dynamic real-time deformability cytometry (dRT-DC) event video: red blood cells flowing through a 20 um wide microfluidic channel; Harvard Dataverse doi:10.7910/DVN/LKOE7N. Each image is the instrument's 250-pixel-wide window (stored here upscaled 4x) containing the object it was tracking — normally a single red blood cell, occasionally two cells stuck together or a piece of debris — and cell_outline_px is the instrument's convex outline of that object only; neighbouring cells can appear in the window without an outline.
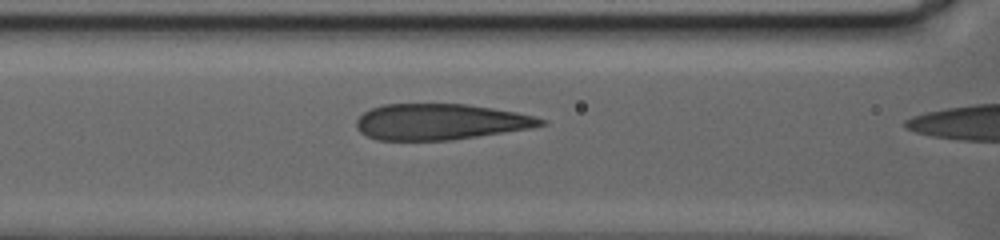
{"species": "human", "species_latin": "Homo sapiens", "temperature_condition": "warm", "stored_images_in_passage": 58, "camera_frame_rate_fps": 3000, "um_per_image_px": 0.085, "donor": {"sex": "female"}, "frame": {"image": 1, "passage_image": 10, "time_ms": 3.0, "image_size_px": [1000, 240], "cell_outline_px": [[548, 124], [532, 128], [452, 140], [376, 140], [360, 132], [356, 128], [356, 120], [364, 112], [372, 108], [384, 104], [468, 104], [516, 112], [548, 120]], "centroid_in_image_um": [37.44, 10.35], "position_along_channel_um": 129.2, "area_um2": 38.73}}
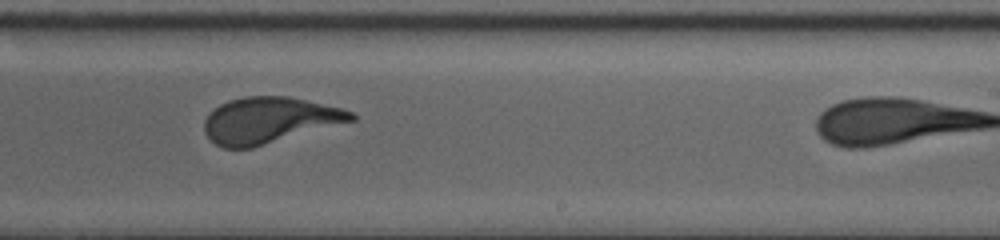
{"frame": {"image": 2, "passage_image": 33, "time_ms": 10.667, "image_size_px": [1000, 240], "cell_outline_px": [[356, 120], [252, 148], [224, 148], [216, 144], [204, 132], [204, 120], [220, 104], [228, 100], [244, 96], [288, 96], [340, 108], [352, 112], [356, 116]], "centroid_in_image_um": [22.88, 10.22], "position_along_channel_um": 266.1, "area_um2": 39.19}}
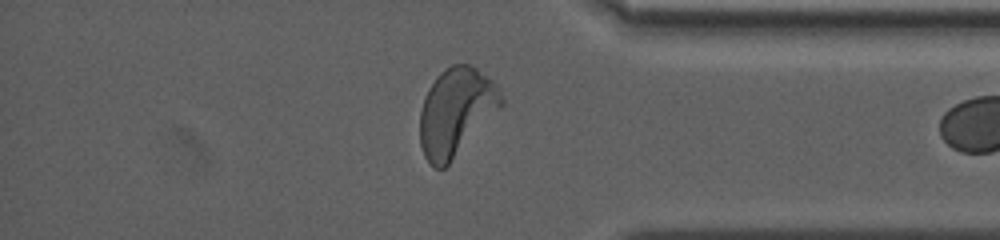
{"frame": {"image": 3, "passage_image": 56, "time_ms": 18.333, "image_size_px": [1000, 240], "cell_outline_px": [[504, 104], [448, 164], [444, 168], [436, 168], [424, 156], [420, 144], [420, 112], [428, 88], [436, 76], [440, 72], [452, 64], [472, 64], [492, 80], [496, 84], [504, 100]], "centroid_in_image_um": [38.76, 9.47], "position_along_channel_um": 396.4, "area_um2": 41.21}}